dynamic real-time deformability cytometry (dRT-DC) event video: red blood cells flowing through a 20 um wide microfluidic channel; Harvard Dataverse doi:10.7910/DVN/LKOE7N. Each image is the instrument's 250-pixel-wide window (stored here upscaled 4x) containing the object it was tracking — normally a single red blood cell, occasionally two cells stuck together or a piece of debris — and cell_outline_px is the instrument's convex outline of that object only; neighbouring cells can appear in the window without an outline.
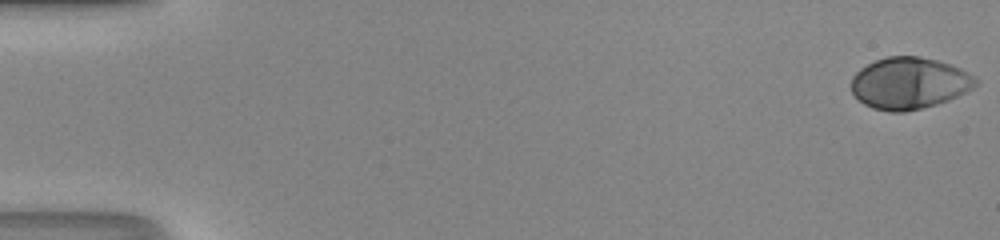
{"species": "human", "species_latin": "Homo sapiens", "temperature_condition": "room temperature", "stored_images_in_passage": 50, "camera_frame_rate_fps": 3000, "um_per_image_px": 0.085, "donor": {"sex": "male"}, "frame": {"image": 1, "passage_image": 1, "time_ms": 0.0, "image_size_px": [1000, 240], "cell_outline_px": [[980, 84], [948, 100], [936, 104], [904, 112], [888, 112], [872, 108], [864, 104], [852, 92], [852, 76], [860, 68], [876, 60], [888, 56], [920, 56], [952, 64], [968, 72], [980, 80]], "centroid_in_image_um": [77.3, 7.06], "position_along_channel_um": 7.7, "area_um2": 37.51}}
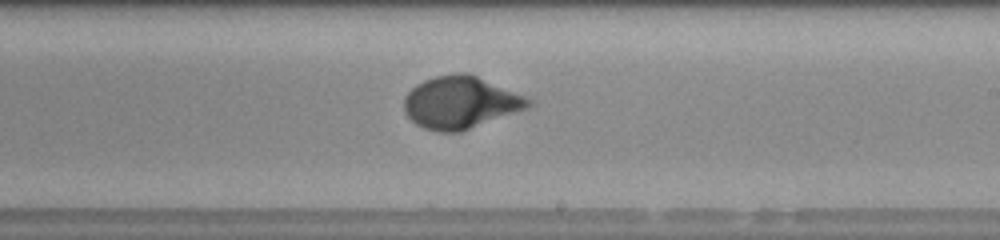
{"frame": {"image": 2, "passage_image": 31, "time_ms": 10.0, "image_size_px": [1000, 240], "cell_outline_px": [[532, 104], [528, 108], [460, 132], [436, 132], [424, 128], [416, 124], [404, 112], [404, 96], [416, 84], [424, 80], [436, 76], [460, 72], [468, 72], [528, 96], [532, 100]], "centroid_in_image_um": [39.16, 8.7], "position_along_channel_um": 249.8, "area_um2": 38.15}}
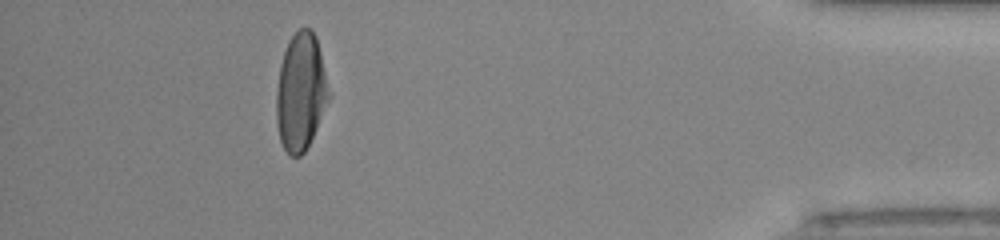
{"frame": {"image": 3, "passage_image": 46, "time_ms": 15.0, "image_size_px": [1000, 240], "cell_outline_px": [[332, 96], [304, 152], [300, 156], [288, 156], [280, 140], [276, 124], [276, 92], [280, 64], [288, 40], [300, 28], [308, 28], [316, 36]], "centroid_in_image_um": [25.57, 7.82], "position_along_channel_um": 409.6, "area_um2": 36.13}, "authors_computed_cell_mechanics": {"area_um2": 36.8186, "velocity_mm_per_s": 4.2467, "shape_relaxation_time_tau1_ms": 3.5956, "shape_relaxation_time_tau2_ms": null, "deformation_change_tau1": 0.2172, "deformation_change_tau2": null}}